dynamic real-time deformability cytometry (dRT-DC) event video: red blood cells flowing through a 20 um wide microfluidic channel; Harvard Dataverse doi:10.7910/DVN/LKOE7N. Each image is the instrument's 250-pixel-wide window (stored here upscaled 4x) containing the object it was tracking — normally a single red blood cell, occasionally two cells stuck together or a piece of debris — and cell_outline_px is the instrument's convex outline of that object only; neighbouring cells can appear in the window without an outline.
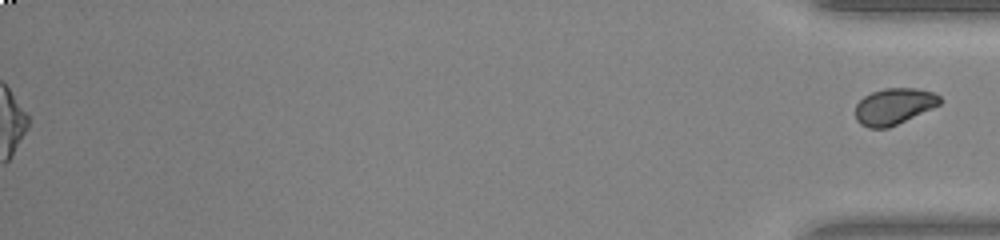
{"species": "common noctule bat (a hibernating species)", "species_latin": "Nyctalus noctula", "temperature_condition": "warm", "stored_images_in_passage": 49, "segment_of_instrument_passage": [2, 2], "camera_frame_rate_fps": 3000, "um_per_image_px": 0.085, "animal": {"sex": "male", "body_mass_g": 20.0, "forearm_length_mm": 53.3}, "frame": {"image": 1, "passage_image": 49, "time_ms": 16.0, "image_size_px": [1000, 240], "cell_outline_px": [[940, 104], [932, 108], [888, 128], [868, 128], [860, 124], [856, 120], [856, 104], [864, 96], [872, 92], [884, 88], [916, 88], [932, 92], [940, 96]], "centroid_in_image_um": [75.96, 9.04], "position_along_channel_um": 359.2, "area_um2": 17.74}}